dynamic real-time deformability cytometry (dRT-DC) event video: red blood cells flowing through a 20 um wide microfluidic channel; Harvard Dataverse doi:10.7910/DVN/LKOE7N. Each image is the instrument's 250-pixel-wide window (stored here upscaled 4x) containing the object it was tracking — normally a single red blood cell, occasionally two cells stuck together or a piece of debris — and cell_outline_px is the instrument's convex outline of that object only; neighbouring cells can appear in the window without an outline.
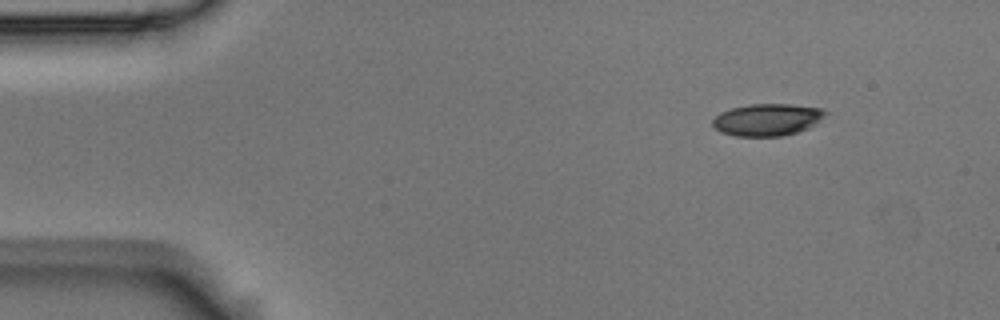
{"species": "Egyptian fruit bat (a non-hibernating species)", "species_latin": "Rousettus aegyptiacus", "temperature_condition": "room temperature", "stored_images_in_passage": 9, "camera_frame_rate_fps": 3000, "um_per_image_px": 0.085, "animal": {"sex": "male"}, "frame": {"image": 1, "passage_image": 1, "time_ms": 0.0, "image_size_px": [1000, 320], "cell_outline_px": [[828, 112], [824, 116], [808, 128], [784, 136], [736, 136], [720, 132], [712, 124], [712, 120], [720, 112], [732, 108], [748, 104], [792, 104], [820, 108]], "centroid_in_image_um": [65.19, 10.17], "position_along_channel_um": 19.8, "area_um2": 20.98}}
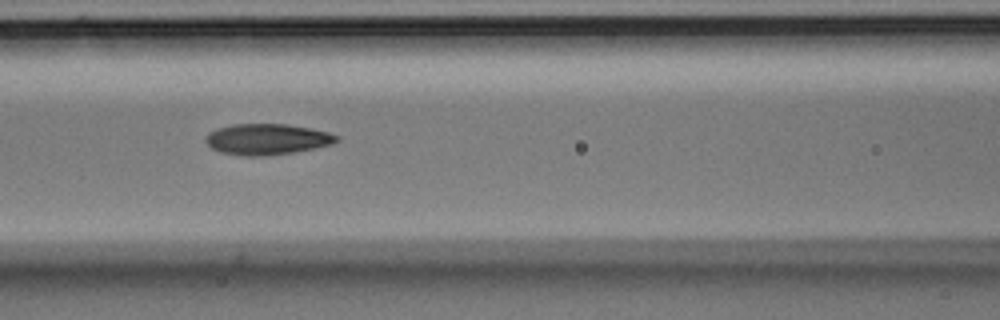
{"frame": {"image": 2, "passage_image": 6, "time_ms": 1.667, "image_size_px": [1000, 320], "cell_outline_px": [[340, 140], [332, 144], [316, 148], [292, 152], [264, 156], [244, 156], [224, 152], [212, 148], [204, 140], [208, 132], [216, 128], [232, 124], [284, 124], [308, 128], [328, 132], [340, 136]], "centroid_in_image_um": [22.7, 11.83], "position_along_channel_um": 143.9, "area_um2": 23.52}}
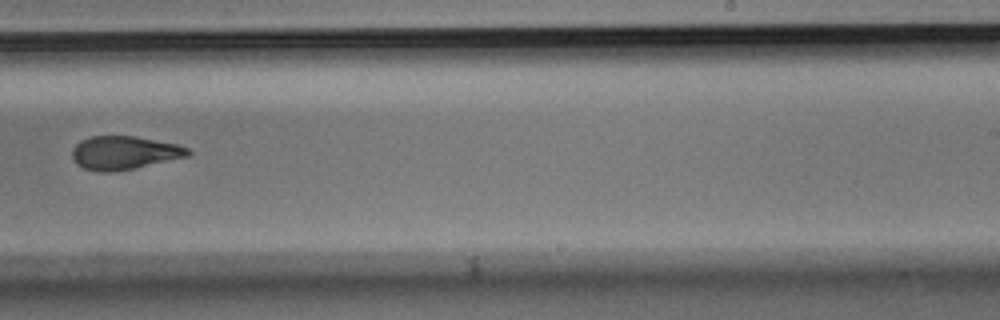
{"frame": {"image": 3, "passage_image": 9, "time_ms": 2.667, "image_size_px": [1000, 320], "cell_outline_px": [[192, 152], [188, 156], [132, 168], [112, 172], [100, 172], [84, 168], [76, 164], [72, 156], [72, 148], [80, 140], [92, 136], [132, 136], [176, 144], [188, 148]], "centroid_in_image_um": [10.51, 12.98], "position_along_channel_um": 278.5, "area_um2": 22.25}}